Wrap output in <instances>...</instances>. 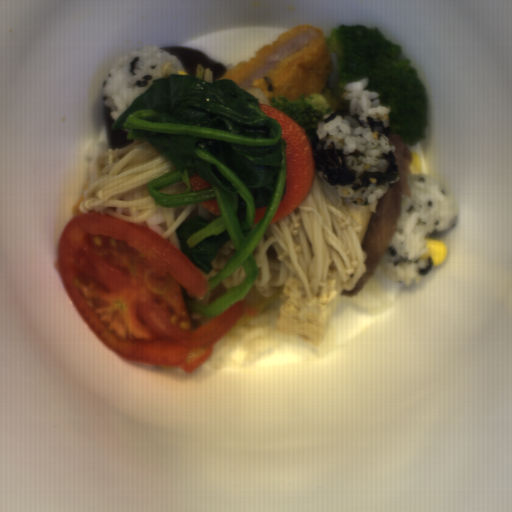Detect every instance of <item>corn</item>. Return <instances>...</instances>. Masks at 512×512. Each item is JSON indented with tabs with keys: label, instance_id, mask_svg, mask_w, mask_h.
<instances>
[{
	"label": "corn",
	"instance_id": "corn-1",
	"mask_svg": "<svg viewBox=\"0 0 512 512\" xmlns=\"http://www.w3.org/2000/svg\"><path fill=\"white\" fill-rule=\"evenodd\" d=\"M426 244V251L420 258L423 260H430L431 266H439L447 257V249L444 242L435 238L424 239Z\"/></svg>",
	"mask_w": 512,
	"mask_h": 512
},
{
	"label": "corn",
	"instance_id": "corn-2",
	"mask_svg": "<svg viewBox=\"0 0 512 512\" xmlns=\"http://www.w3.org/2000/svg\"><path fill=\"white\" fill-rule=\"evenodd\" d=\"M409 167H410L412 175L413 174H422V171H423L422 160H421V157L419 156V154L416 153L415 151L411 152V163H410Z\"/></svg>",
	"mask_w": 512,
	"mask_h": 512
}]
</instances>
